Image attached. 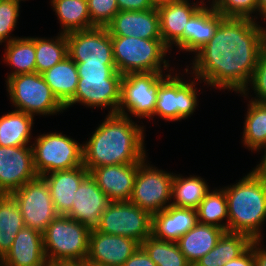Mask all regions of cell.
Wrapping results in <instances>:
<instances>
[{
  "mask_svg": "<svg viewBox=\"0 0 266 266\" xmlns=\"http://www.w3.org/2000/svg\"><path fill=\"white\" fill-rule=\"evenodd\" d=\"M90 172L84 165L70 170L54 171L43 175L49 185L52 202L58 215L66 216L73 204L75 192Z\"/></svg>",
  "mask_w": 266,
  "mask_h": 266,
  "instance_id": "cell-22",
  "label": "cell"
},
{
  "mask_svg": "<svg viewBox=\"0 0 266 266\" xmlns=\"http://www.w3.org/2000/svg\"><path fill=\"white\" fill-rule=\"evenodd\" d=\"M37 176L32 146H0V194L10 195Z\"/></svg>",
  "mask_w": 266,
  "mask_h": 266,
  "instance_id": "cell-15",
  "label": "cell"
},
{
  "mask_svg": "<svg viewBox=\"0 0 266 266\" xmlns=\"http://www.w3.org/2000/svg\"><path fill=\"white\" fill-rule=\"evenodd\" d=\"M91 28L106 27L119 12L116 0H87Z\"/></svg>",
  "mask_w": 266,
  "mask_h": 266,
  "instance_id": "cell-40",
  "label": "cell"
},
{
  "mask_svg": "<svg viewBox=\"0 0 266 266\" xmlns=\"http://www.w3.org/2000/svg\"><path fill=\"white\" fill-rule=\"evenodd\" d=\"M42 76L63 106L74 97L79 77L76 63L69 56L42 73Z\"/></svg>",
  "mask_w": 266,
  "mask_h": 266,
  "instance_id": "cell-27",
  "label": "cell"
},
{
  "mask_svg": "<svg viewBox=\"0 0 266 266\" xmlns=\"http://www.w3.org/2000/svg\"><path fill=\"white\" fill-rule=\"evenodd\" d=\"M57 34L51 38L35 36L36 72L39 74L68 57L66 34L59 32Z\"/></svg>",
  "mask_w": 266,
  "mask_h": 266,
  "instance_id": "cell-34",
  "label": "cell"
},
{
  "mask_svg": "<svg viewBox=\"0 0 266 266\" xmlns=\"http://www.w3.org/2000/svg\"><path fill=\"white\" fill-rule=\"evenodd\" d=\"M106 28L110 36L162 39L157 7L141 11H119Z\"/></svg>",
  "mask_w": 266,
  "mask_h": 266,
  "instance_id": "cell-19",
  "label": "cell"
},
{
  "mask_svg": "<svg viewBox=\"0 0 266 266\" xmlns=\"http://www.w3.org/2000/svg\"><path fill=\"white\" fill-rule=\"evenodd\" d=\"M78 86L74 97L64 106L65 111L80 104L86 108L108 109L107 114L118 113L122 74L115 64H86L75 62Z\"/></svg>",
  "mask_w": 266,
  "mask_h": 266,
  "instance_id": "cell-4",
  "label": "cell"
},
{
  "mask_svg": "<svg viewBox=\"0 0 266 266\" xmlns=\"http://www.w3.org/2000/svg\"><path fill=\"white\" fill-rule=\"evenodd\" d=\"M90 232L81 222L58 215L43 232V247L48 264L85 262Z\"/></svg>",
  "mask_w": 266,
  "mask_h": 266,
  "instance_id": "cell-6",
  "label": "cell"
},
{
  "mask_svg": "<svg viewBox=\"0 0 266 266\" xmlns=\"http://www.w3.org/2000/svg\"><path fill=\"white\" fill-rule=\"evenodd\" d=\"M183 71L181 73L179 69L175 70L160 85L154 110V119L156 117L167 122H180L192 117L191 115L198 108V92L203 89L200 88L198 90L197 87L198 83L200 85L203 82L199 78L192 76L185 67ZM183 73H186L187 79Z\"/></svg>",
  "mask_w": 266,
  "mask_h": 266,
  "instance_id": "cell-7",
  "label": "cell"
},
{
  "mask_svg": "<svg viewBox=\"0 0 266 266\" xmlns=\"http://www.w3.org/2000/svg\"><path fill=\"white\" fill-rule=\"evenodd\" d=\"M24 226L23 217L14 198L0 194V260L10 250L15 237Z\"/></svg>",
  "mask_w": 266,
  "mask_h": 266,
  "instance_id": "cell-33",
  "label": "cell"
},
{
  "mask_svg": "<svg viewBox=\"0 0 266 266\" xmlns=\"http://www.w3.org/2000/svg\"><path fill=\"white\" fill-rule=\"evenodd\" d=\"M200 1V2H199ZM207 0H171L156 5L160 17V33L163 42L184 52V28L188 20Z\"/></svg>",
  "mask_w": 266,
  "mask_h": 266,
  "instance_id": "cell-16",
  "label": "cell"
},
{
  "mask_svg": "<svg viewBox=\"0 0 266 266\" xmlns=\"http://www.w3.org/2000/svg\"><path fill=\"white\" fill-rule=\"evenodd\" d=\"M110 202L89 173L75 192L72 208L66 216L94 230L99 226L101 215Z\"/></svg>",
  "mask_w": 266,
  "mask_h": 266,
  "instance_id": "cell-18",
  "label": "cell"
},
{
  "mask_svg": "<svg viewBox=\"0 0 266 266\" xmlns=\"http://www.w3.org/2000/svg\"><path fill=\"white\" fill-rule=\"evenodd\" d=\"M197 217L201 224L228 231L227 198L222 187L211 188L197 208Z\"/></svg>",
  "mask_w": 266,
  "mask_h": 266,
  "instance_id": "cell-35",
  "label": "cell"
},
{
  "mask_svg": "<svg viewBox=\"0 0 266 266\" xmlns=\"http://www.w3.org/2000/svg\"><path fill=\"white\" fill-rule=\"evenodd\" d=\"M197 223V210L170 205L152 215V235L157 239L177 242Z\"/></svg>",
  "mask_w": 266,
  "mask_h": 266,
  "instance_id": "cell-24",
  "label": "cell"
},
{
  "mask_svg": "<svg viewBox=\"0 0 266 266\" xmlns=\"http://www.w3.org/2000/svg\"><path fill=\"white\" fill-rule=\"evenodd\" d=\"M263 244V245H262ZM266 245L262 240H253L250 247L253 250L255 266H266Z\"/></svg>",
  "mask_w": 266,
  "mask_h": 266,
  "instance_id": "cell-43",
  "label": "cell"
},
{
  "mask_svg": "<svg viewBox=\"0 0 266 266\" xmlns=\"http://www.w3.org/2000/svg\"><path fill=\"white\" fill-rule=\"evenodd\" d=\"M123 266H157L140 246L131 257L124 263Z\"/></svg>",
  "mask_w": 266,
  "mask_h": 266,
  "instance_id": "cell-42",
  "label": "cell"
},
{
  "mask_svg": "<svg viewBox=\"0 0 266 266\" xmlns=\"http://www.w3.org/2000/svg\"><path fill=\"white\" fill-rule=\"evenodd\" d=\"M141 247L157 266H192L180 251L177 242L161 240L150 235Z\"/></svg>",
  "mask_w": 266,
  "mask_h": 266,
  "instance_id": "cell-36",
  "label": "cell"
},
{
  "mask_svg": "<svg viewBox=\"0 0 266 266\" xmlns=\"http://www.w3.org/2000/svg\"><path fill=\"white\" fill-rule=\"evenodd\" d=\"M138 163L95 167L90 174L110 201H130Z\"/></svg>",
  "mask_w": 266,
  "mask_h": 266,
  "instance_id": "cell-20",
  "label": "cell"
},
{
  "mask_svg": "<svg viewBox=\"0 0 266 266\" xmlns=\"http://www.w3.org/2000/svg\"><path fill=\"white\" fill-rule=\"evenodd\" d=\"M259 18L260 21L266 24V0H258Z\"/></svg>",
  "mask_w": 266,
  "mask_h": 266,
  "instance_id": "cell-46",
  "label": "cell"
},
{
  "mask_svg": "<svg viewBox=\"0 0 266 266\" xmlns=\"http://www.w3.org/2000/svg\"><path fill=\"white\" fill-rule=\"evenodd\" d=\"M148 159L138 163L130 202L154 215L171 205L174 173L159 169Z\"/></svg>",
  "mask_w": 266,
  "mask_h": 266,
  "instance_id": "cell-11",
  "label": "cell"
},
{
  "mask_svg": "<svg viewBox=\"0 0 266 266\" xmlns=\"http://www.w3.org/2000/svg\"><path fill=\"white\" fill-rule=\"evenodd\" d=\"M4 46L2 60L11 69L6 78L36 72L35 37H18Z\"/></svg>",
  "mask_w": 266,
  "mask_h": 266,
  "instance_id": "cell-30",
  "label": "cell"
},
{
  "mask_svg": "<svg viewBox=\"0 0 266 266\" xmlns=\"http://www.w3.org/2000/svg\"><path fill=\"white\" fill-rule=\"evenodd\" d=\"M111 40L114 63L117 71L122 75L167 73L176 70L169 63L170 48L162 39L111 36Z\"/></svg>",
  "mask_w": 266,
  "mask_h": 266,
  "instance_id": "cell-5",
  "label": "cell"
},
{
  "mask_svg": "<svg viewBox=\"0 0 266 266\" xmlns=\"http://www.w3.org/2000/svg\"><path fill=\"white\" fill-rule=\"evenodd\" d=\"M68 56L74 62L115 64L112 40L106 27L73 31L66 34Z\"/></svg>",
  "mask_w": 266,
  "mask_h": 266,
  "instance_id": "cell-14",
  "label": "cell"
},
{
  "mask_svg": "<svg viewBox=\"0 0 266 266\" xmlns=\"http://www.w3.org/2000/svg\"><path fill=\"white\" fill-rule=\"evenodd\" d=\"M207 181L198 175L184 176L174 173L171 205L197 210L201 201L211 190Z\"/></svg>",
  "mask_w": 266,
  "mask_h": 266,
  "instance_id": "cell-29",
  "label": "cell"
},
{
  "mask_svg": "<svg viewBox=\"0 0 266 266\" xmlns=\"http://www.w3.org/2000/svg\"><path fill=\"white\" fill-rule=\"evenodd\" d=\"M141 246L135 239L91 230L86 263L101 266H123Z\"/></svg>",
  "mask_w": 266,
  "mask_h": 266,
  "instance_id": "cell-17",
  "label": "cell"
},
{
  "mask_svg": "<svg viewBox=\"0 0 266 266\" xmlns=\"http://www.w3.org/2000/svg\"><path fill=\"white\" fill-rule=\"evenodd\" d=\"M265 45L266 27L260 20L224 18L185 69L210 90L240 94L250 82Z\"/></svg>",
  "mask_w": 266,
  "mask_h": 266,
  "instance_id": "cell-1",
  "label": "cell"
},
{
  "mask_svg": "<svg viewBox=\"0 0 266 266\" xmlns=\"http://www.w3.org/2000/svg\"><path fill=\"white\" fill-rule=\"evenodd\" d=\"M264 150V154L261 156L262 158H260V163L258 162V164H256V166L254 168H252V170L264 181H266V147L261 149L259 152L263 153Z\"/></svg>",
  "mask_w": 266,
  "mask_h": 266,
  "instance_id": "cell-45",
  "label": "cell"
},
{
  "mask_svg": "<svg viewBox=\"0 0 266 266\" xmlns=\"http://www.w3.org/2000/svg\"><path fill=\"white\" fill-rule=\"evenodd\" d=\"M223 266H255V260L252 248L249 247L238 258L226 262Z\"/></svg>",
  "mask_w": 266,
  "mask_h": 266,
  "instance_id": "cell-44",
  "label": "cell"
},
{
  "mask_svg": "<svg viewBox=\"0 0 266 266\" xmlns=\"http://www.w3.org/2000/svg\"><path fill=\"white\" fill-rule=\"evenodd\" d=\"M130 73L122 76L118 113L140 119H154L160 85L173 73Z\"/></svg>",
  "mask_w": 266,
  "mask_h": 266,
  "instance_id": "cell-10",
  "label": "cell"
},
{
  "mask_svg": "<svg viewBox=\"0 0 266 266\" xmlns=\"http://www.w3.org/2000/svg\"><path fill=\"white\" fill-rule=\"evenodd\" d=\"M251 93L254 95L252 96ZM240 95L244 98V100L245 98H251V100L256 102L266 103V45L263 47L259 55L258 62L254 69V73L251 76L250 82L244 91H242V93L238 96Z\"/></svg>",
  "mask_w": 266,
  "mask_h": 266,
  "instance_id": "cell-39",
  "label": "cell"
},
{
  "mask_svg": "<svg viewBox=\"0 0 266 266\" xmlns=\"http://www.w3.org/2000/svg\"><path fill=\"white\" fill-rule=\"evenodd\" d=\"M49 3L60 24L59 33L91 29L87 0H50Z\"/></svg>",
  "mask_w": 266,
  "mask_h": 266,
  "instance_id": "cell-32",
  "label": "cell"
},
{
  "mask_svg": "<svg viewBox=\"0 0 266 266\" xmlns=\"http://www.w3.org/2000/svg\"><path fill=\"white\" fill-rule=\"evenodd\" d=\"M10 195L17 203L26 227L43 233L58 216L49 185L42 176L28 181Z\"/></svg>",
  "mask_w": 266,
  "mask_h": 266,
  "instance_id": "cell-13",
  "label": "cell"
},
{
  "mask_svg": "<svg viewBox=\"0 0 266 266\" xmlns=\"http://www.w3.org/2000/svg\"><path fill=\"white\" fill-rule=\"evenodd\" d=\"M253 240L246 234L224 231L215 247L201 257L194 266H223L238 258Z\"/></svg>",
  "mask_w": 266,
  "mask_h": 266,
  "instance_id": "cell-28",
  "label": "cell"
},
{
  "mask_svg": "<svg viewBox=\"0 0 266 266\" xmlns=\"http://www.w3.org/2000/svg\"><path fill=\"white\" fill-rule=\"evenodd\" d=\"M71 137L50 131L32 139L33 165L38 176L83 165V144Z\"/></svg>",
  "mask_w": 266,
  "mask_h": 266,
  "instance_id": "cell-9",
  "label": "cell"
},
{
  "mask_svg": "<svg viewBox=\"0 0 266 266\" xmlns=\"http://www.w3.org/2000/svg\"><path fill=\"white\" fill-rule=\"evenodd\" d=\"M35 117L11 110L0 116V146H31Z\"/></svg>",
  "mask_w": 266,
  "mask_h": 266,
  "instance_id": "cell-26",
  "label": "cell"
},
{
  "mask_svg": "<svg viewBox=\"0 0 266 266\" xmlns=\"http://www.w3.org/2000/svg\"><path fill=\"white\" fill-rule=\"evenodd\" d=\"M53 266H92V265L86 262H82V263H62V264L53 265Z\"/></svg>",
  "mask_w": 266,
  "mask_h": 266,
  "instance_id": "cell-47",
  "label": "cell"
},
{
  "mask_svg": "<svg viewBox=\"0 0 266 266\" xmlns=\"http://www.w3.org/2000/svg\"><path fill=\"white\" fill-rule=\"evenodd\" d=\"M225 18L259 20L258 0H208ZM258 19V20H257Z\"/></svg>",
  "mask_w": 266,
  "mask_h": 266,
  "instance_id": "cell-37",
  "label": "cell"
},
{
  "mask_svg": "<svg viewBox=\"0 0 266 266\" xmlns=\"http://www.w3.org/2000/svg\"><path fill=\"white\" fill-rule=\"evenodd\" d=\"M241 143L244 148L258 153L266 147V103L246 99Z\"/></svg>",
  "mask_w": 266,
  "mask_h": 266,
  "instance_id": "cell-31",
  "label": "cell"
},
{
  "mask_svg": "<svg viewBox=\"0 0 266 266\" xmlns=\"http://www.w3.org/2000/svg\"><path fill=\"white\" fill-rule=\"evenodd\" d=\"M83 144V165L95 167L140 163L148 157L146 127L119 113L106 114ZM142 124V125H141Z\"/></svg>",
  "mask_w": 266,
  "mask_h": 266,
  "instance_id": "cell-2",
  "label": "cell"
},
{
  "mask_svg": "<svg viewBox=\"0 0 266 266\" xmlns=\"http://www.w3.org/2000/svg\"><path fill=\"white\" fill-rule=\"evenodd\" d=\"M154 2L155 5H158V4H161V3H164V2H169L171 0H152Z\"/></svg>",
  "mask_w": 266,
  "mask_h": 266,
  "instance_id": "cell-48",
  "label": "cell"
},
{
  "mask_svg": "<svg viewBox=\"0 0 266 266\" xmlns=\"http://www.w3.org/2000/svg\"><path fill=\"white\" fill-rule=\"evenodd\" d=\"M96 230L129 237L141 244L152 235V215L130 201H111Z\"/></svg>",
  "mask_w": 266,
  "mask_h": 266,
  "instance_id": "cell-12",
  "label": "cell"
},
{
  "mask_svg": "<svg viewBox=\"0 0 266 266\" xmlns=\"http://www.w3.org/2000/svg\"><path fill=\"white\" fill-rule=\"evenodd\" d=\"M5 82L8 100L15 110L45 118L65 111V107L54 96L42 74H18L6 78Z\"/></svg>",
  "mask_w": 266,
  "mask_h": 266,
  "instance_id": "cell-8",
  "label": "cell"
},
{
  "mask_svg": "<svg viewBox=\"0 0 266 266\" xmlns=\"http://www.w3.org/2000/svg\"><path fill=\"white\" fill-rule=\"evenodd\" d=\"M0 266H50L44 253L43 233L24 226Z\"/></svg>",
  "mask_w": 266,
  "mask_h": 266,
  "instance_id": "cell-21",
  "label": "cell"
},
{
  "mask_svg": "<svg viewBox=\"0 0 266 266\" xmlns=\"http://www.w3.org/2000/svg\"><path fill=\"white\" fill-rule=\"evenodd\" d=\"M223 233L224 230L219 227L198 222L179 238L177 244L188 262L194 266L201 257L215 247Z\"/></svg>",
  "mask_w": 266,
  "mask_h": 266,
  "instance_id": "cell-25",
  "label": "cell"
},
{
  "mask_svg": "<svg viewBox=\"0 0 266 266\" xmlns=\"http://www.w3.org/2000/svg\"><path fill=\"white\" fill-rule=\"evenodd\" d=\"M119 11H141L155 8L152 0H116Z\"/></svg>",
  "mask_w": 266,
  "mask_h": 266,
  "instance_id": "cell-41",
  "label": "cell"
},
{
  "mask_svg": "<svg viewBox=\"0 0 266 266\" xmlns=\"http://www.w3.org/2000/svg\"><path fill=\"white\" fill-rule=\"evenodd\" d=\"M222 188L227 198L228 231L246 234L252 240L264 239L266 181L251 169L235 184Z\"/></svg>",
  "mask_w": 266,
  "mask_h": 266,
  "instance_id": "cell-3",
  "label": "cell"
},
{
  "mask_svg": "<svg viewBox=\"0 0 266 266\" xmlns=\"http://www.w3.org/2000/svg\"><path fill=\"white\" fill-rule=\"evenodd\" d=\"M208 3V4H207ZM225 17L206 2L187 22L184 28V52L194 55L212 39ZM191 52V53H190Z\"/></svg>",
  "mask_w": 266,
  "mask_h": 266,
  "instance_id": "cell-23",
  "label": "cell"
},
{
  "mask_svg": "<svg viewBox=\"0 0 266 266\" xmlns=\"http://www.w3.org/2000/svg\"><path fill=\"white\" fill-rule=\"evenodd\" d=\"M21 2L20 0H0V45L19 37L12 33L19 23Z\"/></svg>",
  "mask_w": 266,
  "mask_h": 266,
  "instance_id": "cell-38",
  "label": "cell"
}]
</instances>
